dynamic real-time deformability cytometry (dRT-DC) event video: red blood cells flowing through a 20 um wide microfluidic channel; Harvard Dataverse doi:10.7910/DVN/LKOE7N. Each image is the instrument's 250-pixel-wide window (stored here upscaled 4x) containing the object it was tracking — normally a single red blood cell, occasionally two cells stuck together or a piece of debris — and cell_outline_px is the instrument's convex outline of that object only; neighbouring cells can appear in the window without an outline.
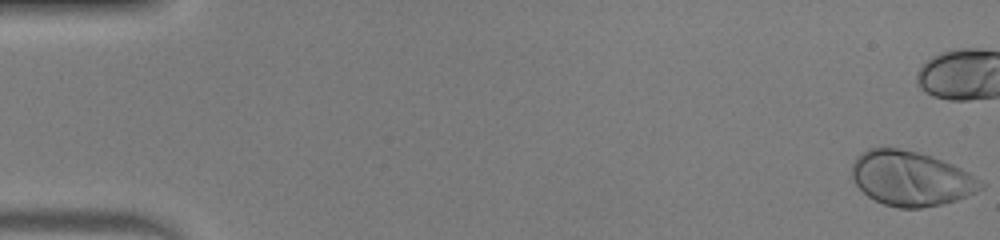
{"species": "human", "species_latin": "Homo sapiens", "temperature_condition": "warm", "stored_images_in_passage": 15, "camera_frame_rate_fps": 3000, "um_per_image_px": 0.085, "donor": {"sex": "male"}, "frame": {"image": 1, "passage_image": 1, "time_ms": 0.0, "image_size_px": [1000, 240], "cell_outline_px": [[984, 188], [976, 192], [956, 200], [940, 204], [920, 208], [900, 208], [884, 204], [868, 196], [852, 180], [852, 164], [856, 156], [860, 152], [868, 148], [896, 148], [916, 152], [932, 156], [952, 164], [968, 172], [980, 180], [984, 184]], "centroid_in_image_um": [77.41, 15.16], "position_along_channel_um": 7.6, "area_um2": 40.92}}